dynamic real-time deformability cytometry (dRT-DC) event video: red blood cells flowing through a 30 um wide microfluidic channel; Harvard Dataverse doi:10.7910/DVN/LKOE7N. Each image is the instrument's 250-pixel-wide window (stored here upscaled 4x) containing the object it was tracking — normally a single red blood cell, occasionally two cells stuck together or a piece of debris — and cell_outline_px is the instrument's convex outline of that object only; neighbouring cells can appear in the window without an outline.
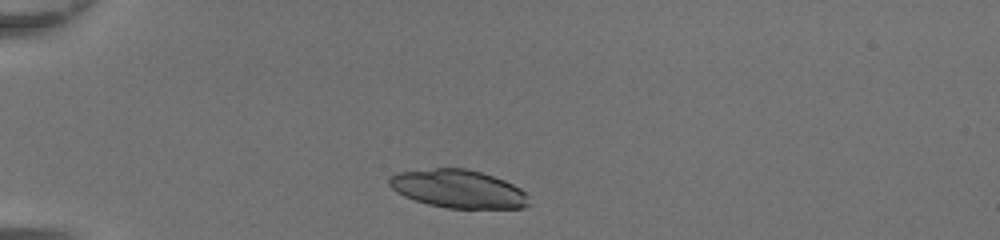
{"species": "common noctule bat (a hibernating species)", "species_latin": "Nyctalus noctula", "temperature_condition": "room temperature", "stored_images_in_passage": 30, "camera_frame_rate_fps": 3000, "um_per_image_px": 0.085, "animal": {"sex": "female", "body_mass_g": 20.0, "forearm_length_mm": 54.0}, "frame": {"image": 1, "passage_image": 1, "time_ms": 0.0, "image_size_px": [1000, 240], "cell_outline_px": [[528, 204], [524, 208], [448, 208], [428, 204], [404, 196], [396, 192], [388, 184], [388, 176], [396, 172], [436, 168], [464, 168], [480, 172], [504, 180], [520, 188], [528, 196]], "centroid_in_image_um": [38.91, 16.05], "position_along_channel_um": 46.1, "area_um2": 30.98}}